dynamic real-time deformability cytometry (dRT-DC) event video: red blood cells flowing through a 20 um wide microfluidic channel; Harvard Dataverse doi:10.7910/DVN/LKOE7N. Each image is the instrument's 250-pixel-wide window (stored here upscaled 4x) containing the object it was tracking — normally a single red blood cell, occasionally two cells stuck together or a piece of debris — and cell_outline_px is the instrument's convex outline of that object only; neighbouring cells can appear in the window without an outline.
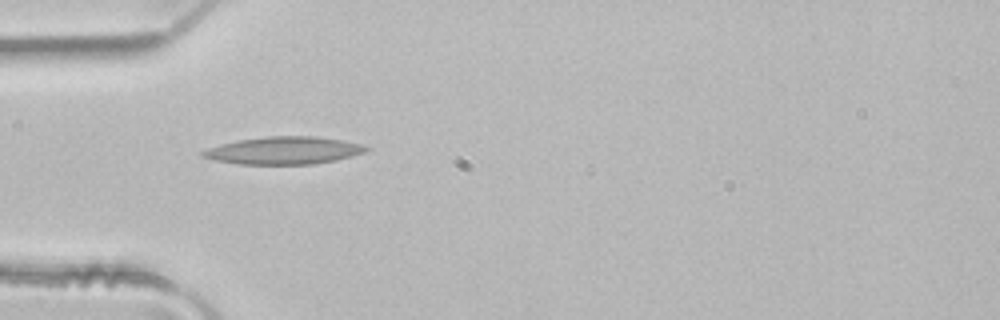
{"species": "common noctule bat (a hibernating species)", "species_latin": "Nyctalus noctula", "temperature_condition": "room temperature", "stored_images_in_passage": 5, "camera_frame_rate_fps": 3000, "um_per_image_px": 0.085, "animal": {"sex": "male", "body_mass_g": 21.5, "forearm_length_mm": 52.0}, "frame": {"image": 1, "passage_image": 4, "time_ms": 1.0, "image_size_px": [1000, 320], "cell_outline_px": [[372, 148], [364, 152], [352, 156], [336, 160], [312, 164], [240, 164], [216, 160], [204, 156], [200, 152], [208, 148], [236, 140], [264, 136], [316, 136], [340, 140], [360, 144]], "centroid_in_image_um": [24.14, 12.78], "position_along_channel_um": 60.9, "area_um2": 26.01}}
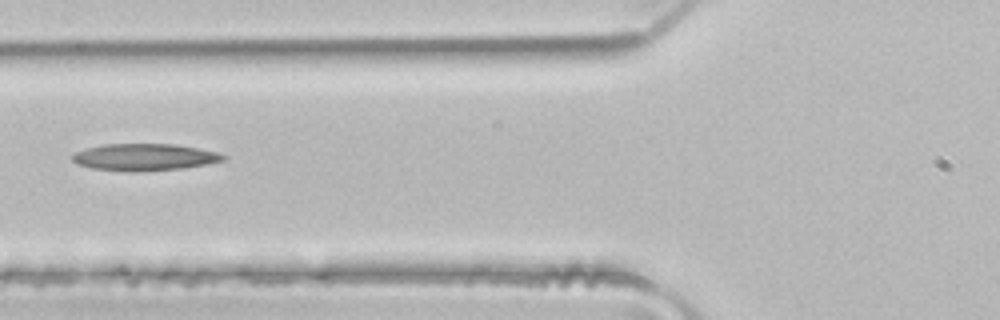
{"frame": {"image": 2, "passage_image": 5, "time_ms": 1.333, "image_size_px": [1000, 320], "cell_outline_px": [[228, 156], [224, 160], [208, 164], [184, 168], [136, 172], [132, 172], [92, 168], [76, 164], [72, 160], [72, 156], [76, 152], [88, 148], [104, 144], [176, 144], [200, 148], [220, 152]], "centroid_in_image_um": [12.34, 13.36], "position_along_channel_um": 113.5, "area_um2": 23.87}}